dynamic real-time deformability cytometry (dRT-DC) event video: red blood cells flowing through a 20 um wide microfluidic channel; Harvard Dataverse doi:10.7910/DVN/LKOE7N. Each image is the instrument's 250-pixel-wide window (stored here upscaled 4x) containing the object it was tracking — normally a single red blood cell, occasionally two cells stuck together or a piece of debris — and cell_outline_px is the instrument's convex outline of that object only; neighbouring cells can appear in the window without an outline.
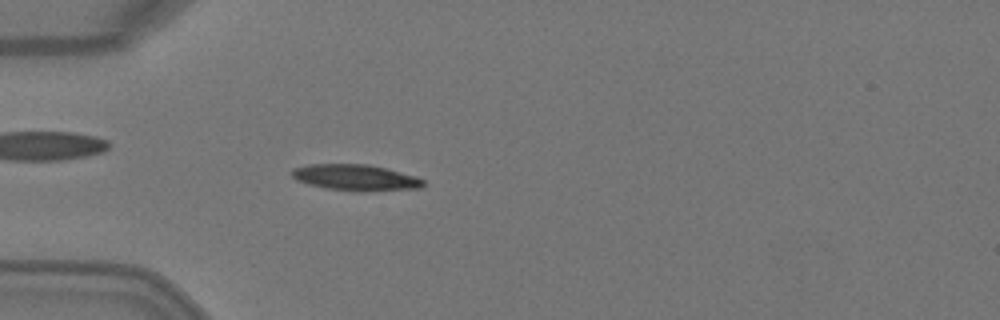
{"species": "Egyptian fruit bat (a non-hibernating species)", "species_latin": "Rousettus aegyptiacus", "temperature_condition": "warm", "stored_images_in_passage": 4, "camera_frame_rate_fps": 3000, "um_per_image_px": 0.085, "animal": {"sex": "female"}, "frame": {"image": 1, "passage_image": 4, "time_ms": 1.0, "image_size_px": [1000, 320], "cell_outline_px": [[424, 184], [420, 188], [360, 192], [356, 192], [324, 188], [308, 184], [296, 180], [292, 176], [292, 168], [308, 164], [368, 164], [416, 176], [424, 180]], "centroid_in_image_um": [30.19, 15.1], "position_along_channel_um": 54.8, "area_um2": 20.11}}